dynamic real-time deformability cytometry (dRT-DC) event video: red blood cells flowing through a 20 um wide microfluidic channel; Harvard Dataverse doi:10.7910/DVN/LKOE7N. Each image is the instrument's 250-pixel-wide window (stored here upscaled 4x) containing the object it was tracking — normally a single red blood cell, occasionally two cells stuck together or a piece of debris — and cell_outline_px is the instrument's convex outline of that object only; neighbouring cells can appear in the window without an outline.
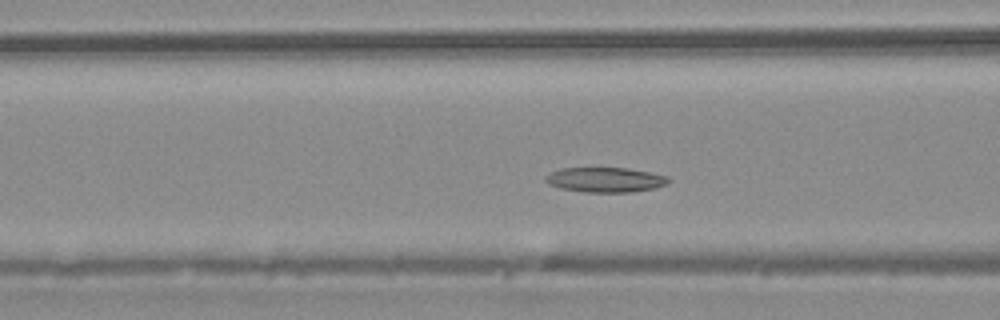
{"species": "common noctule bat (a hibernating species)", "species_latin": "Nyctalus noctula", "temperature_condition": "warm", "stored_images_in_passage": 43, "camera_frame_rate_fps": 3000, "um_per_image_px": 0.085, "animal": {"sex": "male", "body_mass_g": 20.4}, "frame": {"image": 1, "passage_image": 14, "time_ms": 4.333, "image_size_px": [1000, 320], "cell_outline_px": [[672, 180], [668, 184], [652, 188], [632, 192], [584, 192], [560, 188], [548, 184], [544, 180], [544, 176], [560, 168], [628, 168], [668, 176]], "centroid_in_image_um": [51.44, 15.28], "position_along_channel_um": 115.2, "area_um2": 17.86}}
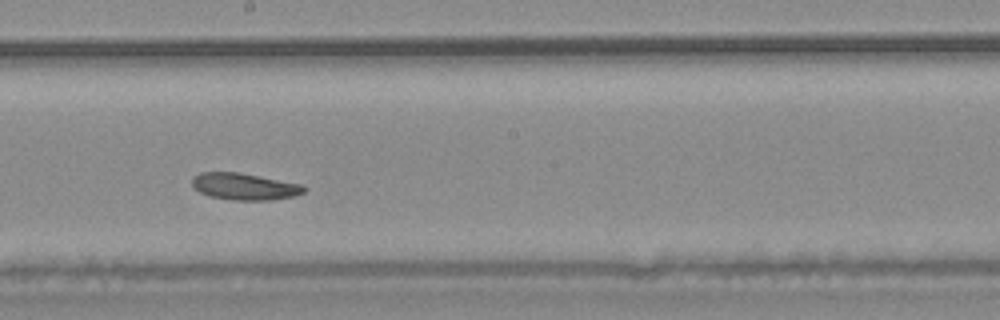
{"frame": {"image": 2, "passage_image": 22, "time_ms": 7.0, "image_size_px": [1000, 320], "cell_outline_px": [[308, 188], [304, 192], [296, 196], [272, 200], [232, 200], [208, 196], [200, 192], [192, 184], [192, 176], [200, 172], [240, 172], [304, 184]], "centroid_in_image_um": [20.83, 15.85], "position_along_channel_um": 227.4, "area_um2": 17.8}}
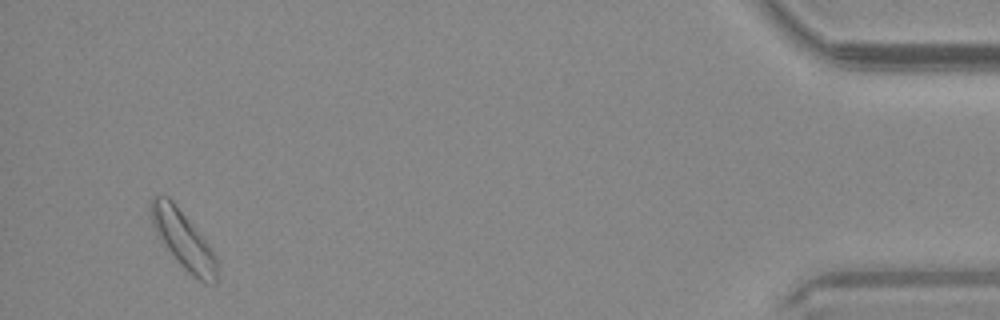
{"frame": {"image": 3, "passage_image": 41, "time_ms": 13.333, "image_size_px": [1000, 320], "cell_outline_px": [[216, 284], [204, 284], [192, 276], [180, 264], [156, 236], [152, 224], [148, 208], [148, 204], [152, 196], [156, 192], [168, 196], [172, 200], [208, 244], [216, 260]], "centroid_in_image_um": [15.48, 20.32], "position_along_channel_um": 419.7, "area_um2": 22.31}}